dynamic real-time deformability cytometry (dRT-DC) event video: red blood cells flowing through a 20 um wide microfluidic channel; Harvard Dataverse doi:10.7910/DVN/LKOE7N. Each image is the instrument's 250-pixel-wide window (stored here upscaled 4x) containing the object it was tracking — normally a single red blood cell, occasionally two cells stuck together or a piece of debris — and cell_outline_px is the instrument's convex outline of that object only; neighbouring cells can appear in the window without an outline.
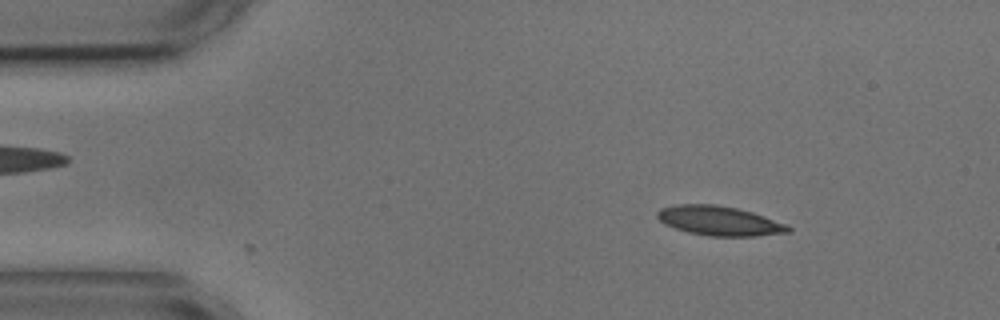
{"species": "common noctule bat (a hibernating species)", "species_latin": "Nyctalus noctula", "temperature_condition": "cold", "stored_images_in_passage": 3, "camera_frame_rate_fps": 3000, "um_per_image_px": 0.085, "animal": {"sex": "male", "body_mass_g": 17.9, "forearm_length_mm": 54.2}, "frame": {"image": 1, "passage_image": 1, "time_ms": 0.0, "image_size_px": [1000, 320], "cell_outline_px": [[792, 232], [756, 236], [708, 236], [688, 232], [664, 224], [656, 216], [656, 212], [660, 208], [676, 204], [716, 204], [736, 208], [752, 212], [788, 224], [792, 228]], "centroid_in_image_um": [61.16, 18.77], "position_along_channel_um": 23.8, "area_um2": 22.66}}
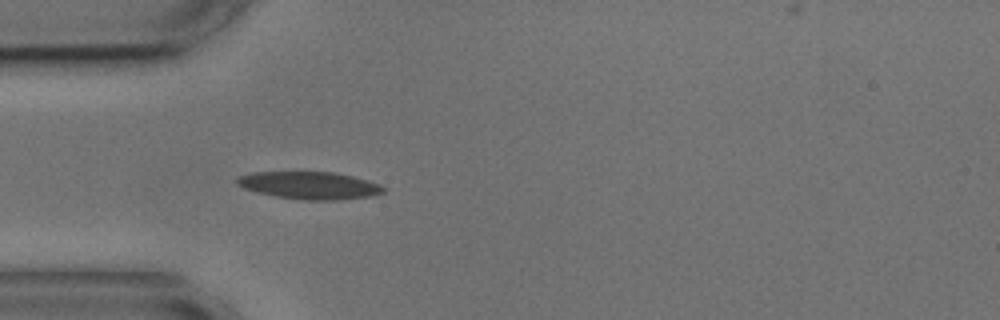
{"frame": {"image": 2, "passage_image": 3, "time_ms": 2.667, "image_size_px": [1000, 320], "cell_outline_px": [[384, 192], [372, 196], [336, 200], [304, 200], [276, 196], [256, 192], [244, 188], [236, 184], [236, 176], [252, 172], [332, 172], [352, 176], [368, 180], [380, 184], [384, 188]], "centroid_in_image_um": [26.28, 15.75], "position_along_channel_um": 58.7, "area_um2": 23.47}}